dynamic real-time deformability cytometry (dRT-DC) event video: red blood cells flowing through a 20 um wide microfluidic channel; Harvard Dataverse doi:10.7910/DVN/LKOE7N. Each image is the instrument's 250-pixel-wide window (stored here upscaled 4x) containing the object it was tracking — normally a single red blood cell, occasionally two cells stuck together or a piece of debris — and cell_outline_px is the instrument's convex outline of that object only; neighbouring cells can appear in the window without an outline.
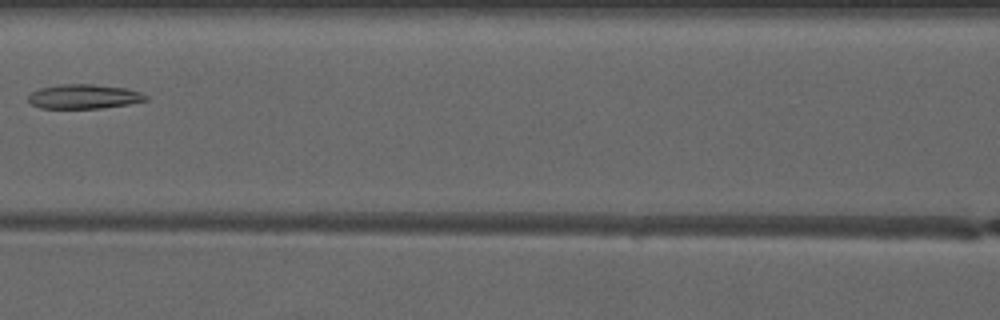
{"species": "common noctule bat (a hibernating species)", "species_latin": "Nyctalus noctula", "temperature_condition": "warm", "stored_images_in_passage": 8, "camera_frame_rate_fps": 3000, "um_per_image_px": 0.085, "animal": {"sex": "male", "forearm_length_mm": 52.5}, "frame": {"image": 1, "passage_image": 8, "time_ms": 8.333, "image_size_px": [1000, 320], "cell_outline_px": [[148, 100], [128, 104], [100, 108], [40, 108], [32, 104], [28, 100], [28, 96], [32, 92], [40, 88], [60, 84], [92, 84], [128, 88], [140, 92], [148, 96]], "centroid_in_image_um": [7.15, 8.2], "position_along_channel_um": 159.5, "area_um2": 16.7}}